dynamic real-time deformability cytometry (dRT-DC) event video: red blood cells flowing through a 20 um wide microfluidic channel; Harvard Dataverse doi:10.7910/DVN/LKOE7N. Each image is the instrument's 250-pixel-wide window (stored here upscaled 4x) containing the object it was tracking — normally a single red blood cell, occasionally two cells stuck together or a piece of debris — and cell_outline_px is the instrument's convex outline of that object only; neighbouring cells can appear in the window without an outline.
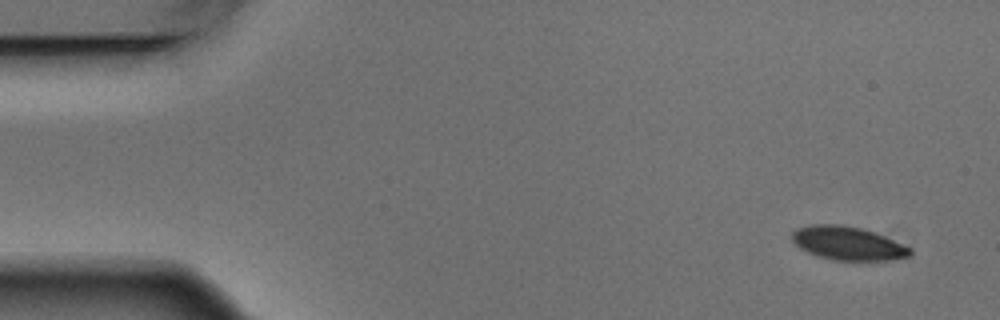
{"species": "Egyptian fruit bat (a non-hibernating species)", "species_latin": "Rousettus aegyptiacus", "temperature_condition": "warm", "stored_images_in_passage": 4, "camera_frame_rate_fps": 3000, "um_per_image_px": 0.085, "animal": {"sex": "male"}, "frame": {"image": 1, "passage_image": 1, "time_ms": 0.0, "image_size_px": [1000, 320], "cell_outline_px": [[912, 256], [892, 260], [832, 260], [816, 256], [800, 248], [792, 240], [792, 232], [796, 228], [812, 224], [840, 224], [860, 228], [876, 232], [912, 248]], "centroid_in_image_um": [72.08, 20.68], "position_along_channel_um": 12.9, "area_um2": 23.29}}
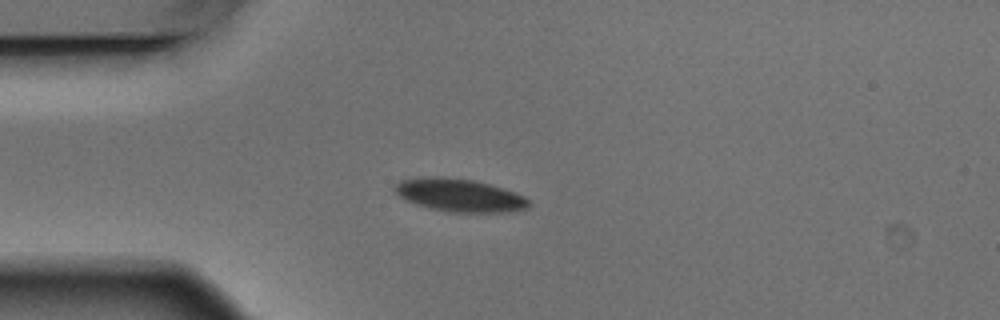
{"frame": {"image": 2, "passage_image": 4, "time_ms": 1.0, "image_size_px": [1000, 320], "cell_outline_px": [[528, 208], [504, 212], [448, 212], [428, 208], [416, 204], [400, 196], [392, 188], [400, 180], [416, 176], [448, 176], [476, 180], [504, 188], [524, 196], [528, 200]], "centroid_in_image_um": [39.01, 16.56], "position_along_channel_um": 46.0, "area_um2": 26.01}}